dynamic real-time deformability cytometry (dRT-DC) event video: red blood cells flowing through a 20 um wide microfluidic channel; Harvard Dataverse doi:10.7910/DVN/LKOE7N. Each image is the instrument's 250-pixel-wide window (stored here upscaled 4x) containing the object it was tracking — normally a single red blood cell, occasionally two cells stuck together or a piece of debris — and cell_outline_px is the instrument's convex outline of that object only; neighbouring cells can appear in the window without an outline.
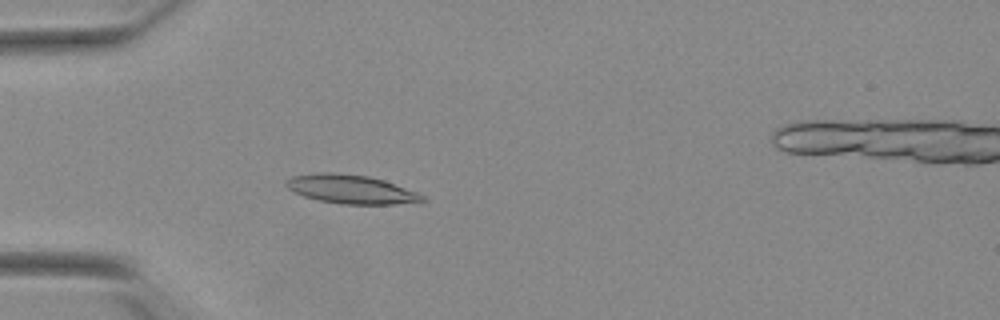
{"species": "Egyptian fruit bat (a non-hibernating species)", "species_latin": "Rousettus aegyptiacus", "temperature_condition": "warm", "stored_images_in_passage": 54, "segment_of_instrument_passage": [1, 2], "camera_frame_rate_fps": 3000, "um_per_image_px": 0.085, "animal": {"sex": "female"}, "frame": {"image": 1, "passage_image": 16, "time_ms": 5.0, "image_size_px": [1000, 320], "cell_outline_px": [[428, 200], [420, 204], [340, 204], [320, 200], [304, 196], [288, 188], [284, 184], [284, 180], [292, 176], [320, 172], [328, 172], [368, 176], [384, 180], [416, 192], [424, 196]], "centroid_in_image_um": [29.89, 16.1], "position_along_channel_um": 55.1, "area_um2": 23.0}}
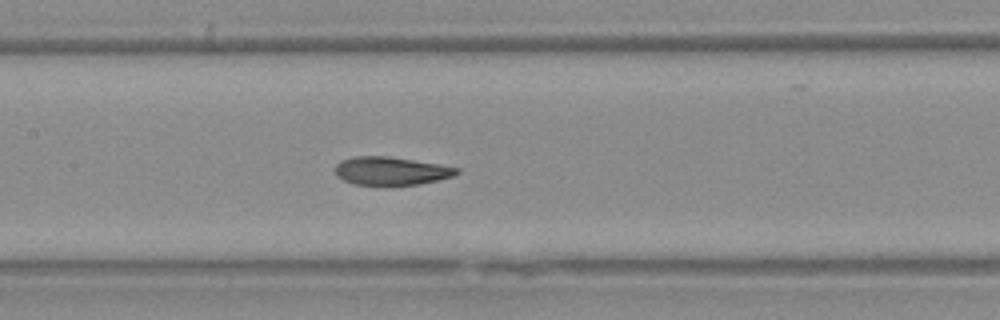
{"frame": {"image": 2, "passage_image": 26, "time_ms": 8.333, "image_size_px": [1000, 320], "cell_outline_px": [[460, 172], [452, 176], [440, 180], [420, 184], [384, 188], [356, 184], [344, 180], [336, 176], [336, 164], [340, 160], [356, 156], [388, 156], [460, 168]], "centroid_in_image_um": [33.22, 14.57], "position_along_channel_um": 174.2, "area_um2": 20.58}}
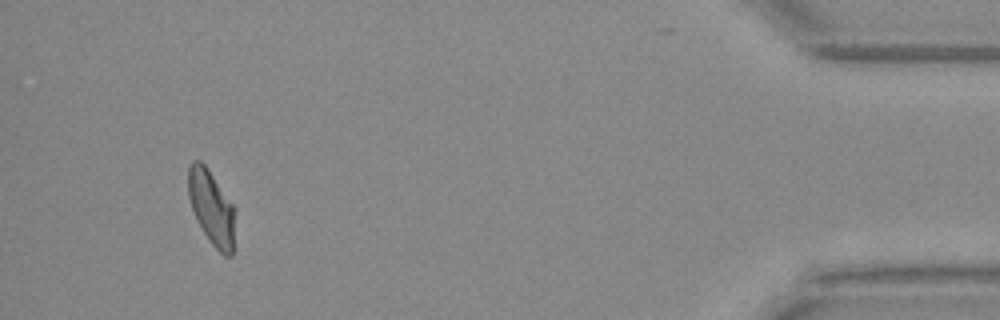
{"frame": {"image": 3, "passage_image": 50, "time_ms": 16.333, "image_size_px": [1000, 320], "cell_outline_px": [[232, 256], [224, 256], [208, 240], [192, 208], [188, 196], [188, 168], [192, 160], [200, 160], [204, 164], [232, 204]], "centroid_in_image_um": [17.92, 17.61], "position_along_channel_um": 417.3, "area_um2": 19.31}}